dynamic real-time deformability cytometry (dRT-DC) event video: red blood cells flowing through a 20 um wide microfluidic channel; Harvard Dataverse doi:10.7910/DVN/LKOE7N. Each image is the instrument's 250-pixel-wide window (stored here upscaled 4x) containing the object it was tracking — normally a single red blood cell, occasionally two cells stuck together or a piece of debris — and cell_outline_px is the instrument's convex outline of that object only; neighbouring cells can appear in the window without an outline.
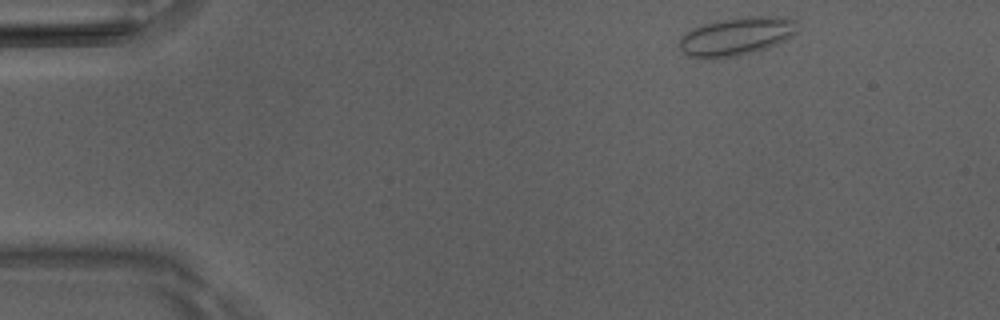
{"species": "Egyptian fruit bat (a non-hibernating species)", "species_latin": "Rousettus aegyptiacus", "temperature_condition": "room temperature", "stored_images_in_passage": 46, "camera_frame_rate_fps": 3000, "um_per_image_px": 0.085, "animal": {"sex": "male"}, "frame": {"image": 1, "passage_image": 2, "time_ms": 0.333, "image_size_px": [1000, 320], "cell_outline_px": [[796, 32], [792, 36], [768, 48], [736, 56], [712, 60], [688, 56], [680, 48], [680, 36], [692, 28], [716, 20], [752, 16], [776, 16], [796, 20]], "centroid_in_image_um": [62.56, 3.1], "position_along_channel_um": 22.4, "area_um2": 26.41}}
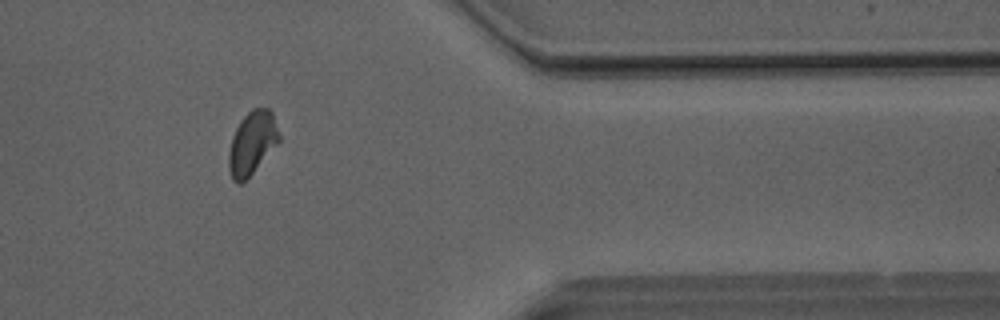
{"frame": {"image": 2, "passage_image": 37, "time_ms": 12.0, "image_size_px": [1000, 320], "cell_outline_px": [[280, 140], [252, 172], [240, 184], [236, 184], [232, 180], [228, 168], [228, 152], [232, 136], [240, 120], [252, 108], [268, 108], [272, 112], [280, 136]], "centroid_in_image_um": [21.39, 12.14], "position_along_channel_um": 390.0, "area_um2": 18.32}}
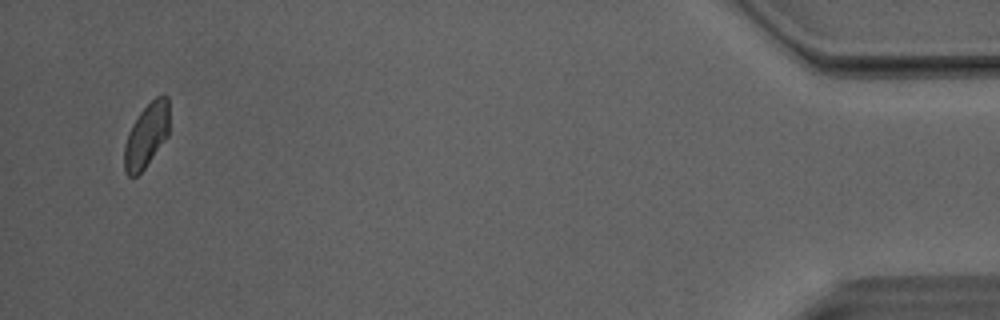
{"frame": {"image": 3, "passage_image": 44, "time_ms": 14.333, "image_size_px": [1000, 320], "cell_outline_px": [[168, 136], [144, 168], [136, 176], [128, 176], [124, 172], [124, 144], [128, 132], [132, 124], [140, 112], [156, 96], [168, 96]], "centroid_in_image_um": [12.42, 11.53], "position_along_channel_um": 422.8, "area_um2": 16.65}, "authors_computed_cell_mechanics": {"area_um2": 18.9584, "velocity_mm_per_s": 4.0754, "shape_relaxation_time_tau1_ms": 9.3815, "shape_relaxation_time_tau2_ms": null, "deformation_change_tau1": 0.1286, "deformation_change_tau2": null}}